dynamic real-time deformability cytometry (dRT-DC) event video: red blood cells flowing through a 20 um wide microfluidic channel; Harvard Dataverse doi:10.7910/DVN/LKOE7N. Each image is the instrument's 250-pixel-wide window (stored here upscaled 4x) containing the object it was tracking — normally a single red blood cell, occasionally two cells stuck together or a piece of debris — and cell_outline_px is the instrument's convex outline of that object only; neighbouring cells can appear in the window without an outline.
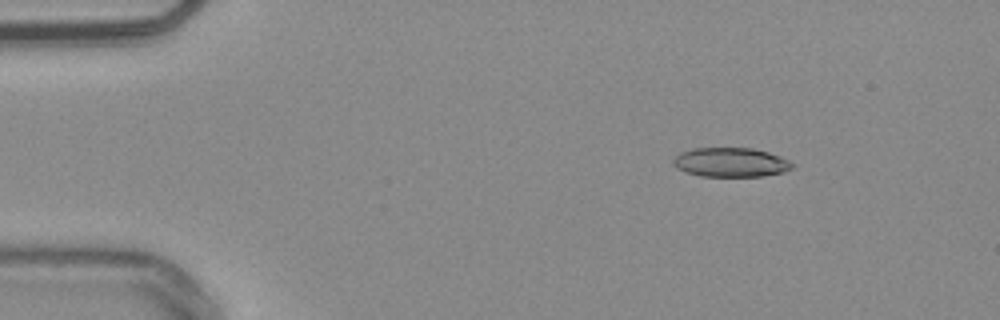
{"species": "common noctule bat (a hibernating species)", "species_latin": "Nyctalus noctula", "temperature_condition": "warm", "stored_images_in_passage": 53, "camera_frame_rate_fps": 3000, "um_per_image_px": 0.085, "animal": {"sex": "male", "body_mass_g": 20.4}, "frame": {"image": 1, "passage_image": 7, "time_ms": 2.0, "image_size_px": [1000, 320], "cell_outline_px": [[796, 164], [792, 168], [784, 172], [764, 176], [700, 176], [684, 172], [676, 168], [672, 164], [672, 160], [680, 152], [692, 148], [752, 148], [768, 152], [780, 156]], "centroid_in_image_um": [62.1, 13.8], "position_along_channel_um": 22.9, "area_um2": 20.52}}
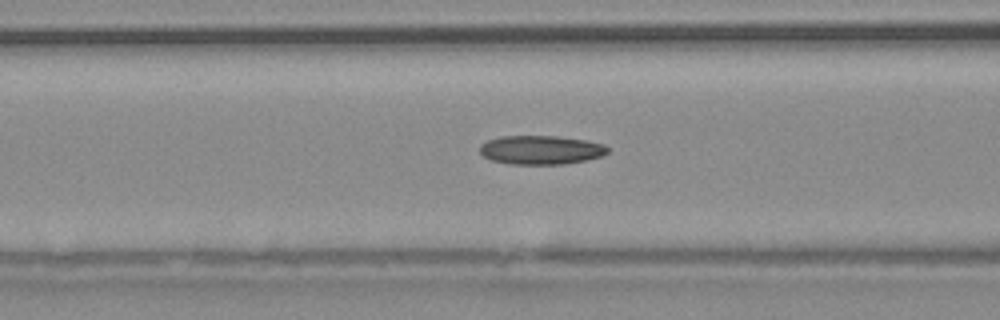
{"frame": {"image": 2, "passage_image": 21, "time_ms": 6.667, "image_size_px": [1000, 320], "cell_outline_px": [[608, 152], [604, 156], [588, 160], [564, 164], [512, 164], [492, 160], [484, 156], [480, 152], [480, 144], [488, 140], [500, 136], [556, 136], [584, 140], [604, 144], [608, 148]], "centroid_in_image_um": [46.0, 12.74], "position_along_channel_um": 120.6, "area_um2": 21.56}}
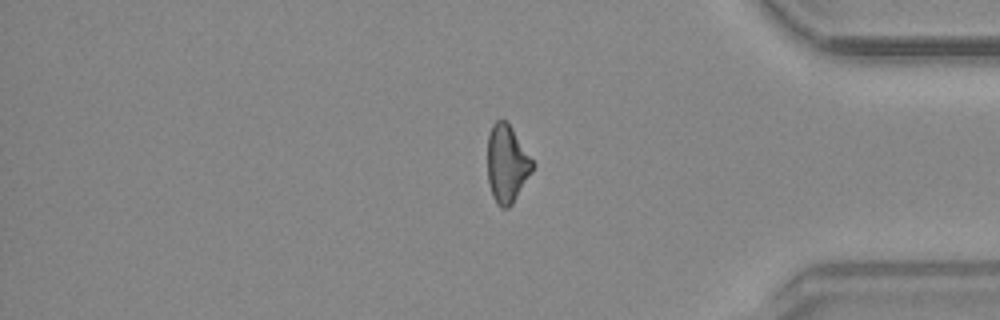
{"frame": {"image": 3, "passage_image": 44, "time_ms": 14.333, "image_size_px": [1000, 320], "cell_outline_px": [[536, 164], [532, 172], [512, 204], [508, 208], [500, 208], [496, 204], [492, 196], [488, 184], [488, 136], [492, 124], [496, 120], [508, 120]], "centroid_in_image_um": [43.1, 13.91], "position_along_channel_um": 392.1, "area_um2": 20.81}, "authors_computed_cell_mechanics": {"area_um2": 21.0392, "velocity_mm_per_s": 3.8304, "shape_relaxation_time_tau1_ms": null, "shape_relaxation_time_tau2_ms": 6.4568, "deformation_change_tau1": null, "deformation_change_tau2": 0.156}}